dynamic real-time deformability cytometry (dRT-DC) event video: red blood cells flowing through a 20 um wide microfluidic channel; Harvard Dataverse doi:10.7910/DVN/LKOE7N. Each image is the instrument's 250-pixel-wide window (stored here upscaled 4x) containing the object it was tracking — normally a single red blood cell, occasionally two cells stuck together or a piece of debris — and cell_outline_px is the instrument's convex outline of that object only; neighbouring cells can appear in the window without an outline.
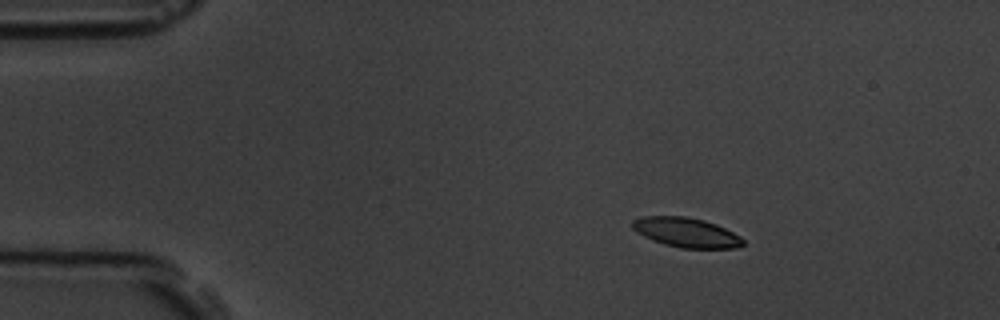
{"species": "common noctule bat (a hibernating species)", "species_latin": "Nyctalus noctula", "temperature_condition": "room temperature", "stored_images_in_passage": 4, "camera_frame_rate_fps": 3000, "um_per_image_px": 0.085, "animal": {"sex": "male", "body_mass_g": 19.5, "forearm_length_mm": 54.6}, "frame": {"image": 1, "passage_image": 2, "time_ms": 1.333, "image_size_px": [1000, 320], "cell_outline_px": [[744, 244], [740, 248], [680, 248], [664, 244], [652, 240], [636, 232], [632, 228], [632, 220], [644, 216], [688, 216], [704, 220], [716, 224], [740, 236], [744, 240]], "centroid_in_image_um": [58.33, 19.76], "position_along_channel_um": 26.7, "area_um2": 19.19}}